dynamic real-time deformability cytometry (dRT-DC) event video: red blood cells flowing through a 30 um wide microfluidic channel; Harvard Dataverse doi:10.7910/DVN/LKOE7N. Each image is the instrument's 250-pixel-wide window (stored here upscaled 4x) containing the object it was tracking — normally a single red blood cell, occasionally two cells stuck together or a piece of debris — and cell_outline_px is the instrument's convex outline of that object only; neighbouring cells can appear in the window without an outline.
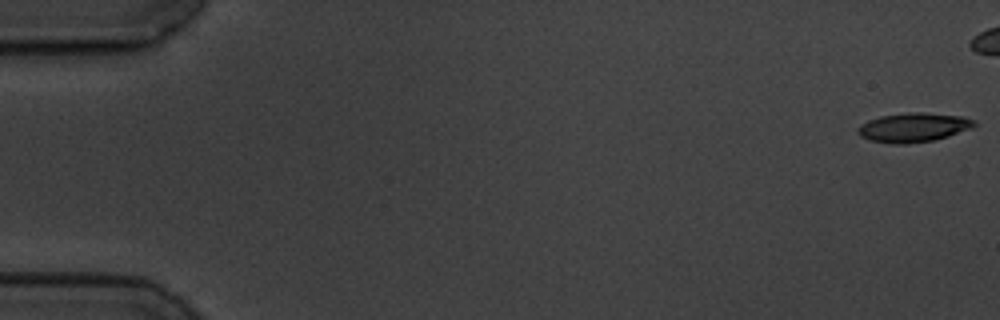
{"species": "common noctule bat (a hibernating species)", "species_latin": "Nyctalus noctula", "temperature_condition": "cold", "stored_images_in_passage": 48, "camera_frame_rate_fps": 3000, "um_per_image_px": 0.085, "animal": {"sex": "male", "body_mass_g": 19.5, "forearm_length_mm": 54.6}, "frame": {"image": 1, "passage_image": 1, "time_ms": 0.0, "image_size_px": [1000, 320], "cell_outline_px": [[976, 124], [972, 128], [936, 140], [904, 144], [892, 144], [872, 140], [860, 136], [856, 132], [856, 128], [860, 124], [868, 120], [880, 116], [908, 112], [920, 112], [964, 116], [976, 120]], "centroid_in_image_um": [77.64, 10.82], "position_along_channel_um": 7.4, "area_um2": 20.0}}
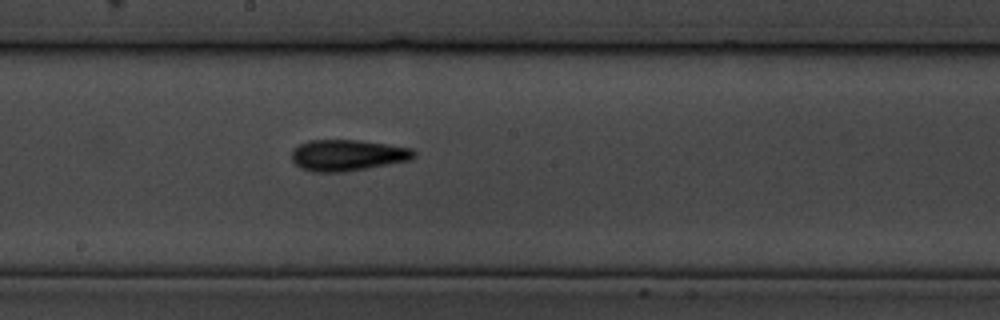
{"frame": {"image": 2, "passage_image": 32, "time_ms": 10.333, "image_size_px": [1000, 320], "cell_outline_px": [[416, 156], [412, 160], [344, 172], [312, 172], [300, 168], [292, 160], [292, 148], [308, 140], [360, 140], [388, 144], [412, 148], [416, 152]], "centroid_in_image_um": [29.55, 13.19], "position_along_channel_um": 218.7, "area_um2": 22.48}}
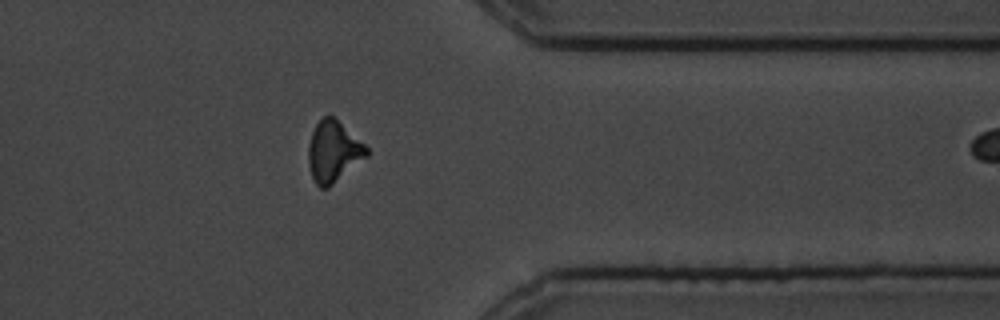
{"frame": {"image": 3, "passage_image": 47, "time_ms": 15.333, "image_size_px": [1000, 320], "cell_outline_px": [[368, 156], [328, 188], [320, 188], [316, 184], [312, 176], [308, 164], [308, 144], [312, 132], [316, 124], [324, 116], [332, 116], [364, 144], [368, 148]], "centroid_in_image_um": [28.32, 12.91], "position_along_channel_um": 383.1, "area_um2": 20.46}}